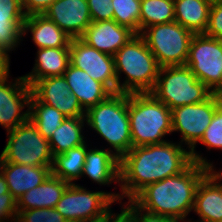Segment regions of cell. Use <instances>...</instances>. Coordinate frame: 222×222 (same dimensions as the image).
<instances>
[{
    "mask_svg": "<svg viewBox=\"0 0 222 222\" xmlns=\"http://www.w3.org/2000/svg\"><path fill=\"white\" fill-rule=\"evenodd\" d=\"M199 142L206 145L209 150L222 149V103L216 108L211 123Z\"/></svg>",
    "mask_w": 222,
    "mask_h": 222,
    "instance_id": "cell-31",
    "label": "cell"
},
{
    "mask_svg": "<svg viewBox=\"0 0 222 222\" xmlns=\"http://www.w3.org/2000/svg\"><path fill=\"white\" fill-rule=\"evenodd\" d=\"M127 203L125 207L134 215L135 222H180L173 218L164 217L147 211L145 212V210L138 207L132 200H128Z\"/></svg>",
    "mask_w": 222,
    "mask_h": 222,
    "instance_id": "cell-36",
    "label": "cell"
},
{
    "mask_svg": "<svg viewBox=\"0 0 222 222\" xmlns=\"http://www.w3.org/2000/svg\"><path fill=\"white\" fill-rule=\"evenodd\" d=\"M8 141L4 147L0 162H9L30 166H52L54 156L48 139L39 133L29 119L7 132Z\"/></svg>",
    "mask_w": 222,
    "mask_h": 222,
    "instance_id": "cell-8",
    "label": "cell"
},
{
    "mask_svg": "<svg viewBox=\"0 0 222 222\" xmlns=\"http://www.w3.org/2000/svg\"><path fill=\"white\" fill-rule=\"evenodd\" d=\"M86 143L54 156L51 172L54 176L73 184L82 177L83 166L87 154Z\"/></svg>",
    "mask_w": 222,
    "mask_h": 222,
    "instance_id": "cell-26",
    "label": "cell"
},
{
    "mask_svg": "<svg viewBox=\"0 0 222 222\" xmlns=\"http://www.w3.org/2000/svg\"><path fill=\"white\" fill-rule=\"evenodd\" d=\"M150 93L170 110L204 102L213 94L186 65L160 67L155 86Z\"/></svg>",
    "mask_w": 222,
    "mask_h": 222,
    "instance_id": "cell-6",
    "label": "cell"
},
{
    "mask_svg": "<svg viewBox=\"0 0 222 222\" xmlns=\"http://www.w3.org/2000/svg\"><path fill=\"white\" fill-rule=\"evenodd\" d=\"M63 76L66 79L69 89L79 100L81 107L85 111L112 94L103 83L92 79L84 70L71 64Z\"/></svg>",
    "mask_w": 222,
    "mask_h": 222,
    "instance_id": "cell-19",
    "label": "cell"
},
{
    "mask_svg": "<svg viewBox=\"0 0 222 222\" xmlns=\"http://www.w3.org/2000/svg\"><path fill=\"white\" fill-rule=\"evenodd\" d=\"M222 103V96L213 93L204 102L187 104L172 109V132L182 134L181 145L185 142L192 162L212 168L213 164L195 152L196 143L203 137L206 128L210 125L216 108Z\"/></svg>",
    "mask_w": 222,
    "mask_h": 222,
    "instance_id": "cell-7",
    "label": "cell"
},
{
    "mask_svg": "<svg viewBox=\"0 0 222 222\" xmlns=\"http://www.w3.org/2000/svg\"><path fill=\"white\" fill-rule=\"evenodd\" d=\"M141 0H112L113 20L140 34Z\"/></svg>",
    "mask_w": 222,
    "mask_h": 222,
    "instance_id": "cell-29",
    "label": "cell"
},
{
    "mask_svg": "<svg viewBox=\"0 0 222 222\" xmlns=\"http://www.w3.org/2000/svg\"><path fill=\"white\" fill-rule=\"evenodd\" d=\"M21 0H0V20H25Z\"/></svg>",
    "mask_w": 222,
    "mask_h": 222,
    "instance_id": "cell-35",
    "label": "cell"
},
{
    "mask_svg": "<svg viewBox=\"0 0 222 222\" xmlns=\"http://www.w3.org/2000/svg\"><path fill=\"white\" fill-rule=\"evenodd\" d=\"M175 21L174 0H141L140 33L147 27Z\"/></svg>",
    "mask_w": 222,
    "mask_h": 222,
    "instance_id": "cell-28",
    "label": "cell"
},
{
    "mask_svg": "<svg viewBox=\"0 0 222 222\" xmlns=\"http://www.w3.org/2000/svg\"><path fill=\"white\" fill-rule=\"evenodd\" d=\"M27 31H31L32 39L38 49L70 47L72 40L71 36L43 14L26 16L23 23V37Z\"/></svg>",
    "mask_w": 222,
    "mask_h": 222,
    "instance_id": "cell-21",
    "label": "cell"
},
{
    "mask_svg": "<svg viewBox=\"0 0 222 222\" xmlns=\"http://www.w3.org/2000/svg\"><path fill=\"white\" fill-rule=\"evenodd\" d=\"M185 65L213 93L222 92V40L195 34Z\"/></svg>",
    "mask_w": 222,
    "mask_h": 222,
    "instance_id": "cell-11",
    "label": "cell"
},
{
    "mask_svg": "<svg viewBox=\"0 0 222 222\" xmlns=\"http://www.w3.org/2000/svg\"><path fill=\"white\" fill-rule=\"evenodd\" d=\"M120 200V194L87 191L83 186L69 184L55 209L68 222H100L111 211V204Z\"/></svg>",
    "mask_w": 222,
    "mask_h": 222,
    "instance_id": "cell-10",
    "label": "cell"
},
{
    "mask_svg": "<svg viewBox=\"0 0 222 222\" xmlns=\"http://www.w3.org/2000/svg\"><path fill=\"white\" fill-rule=\"evenodd\" d=\"M43 15L71 38H80L92 23L87 0H56Z\"/></svg>",
    "mask_w": 222,
    "mask_h": 222,
    "instance_id": "cell-15",
    "label": "cell"
},
{
    "mask_svg": "<svg viewBox=\"0 0 222 222\" xmlns=\"http://www.w3.org/2000/svg\"><path fill=\"white\" fill-rule=\"evenodd\" d=\"M52 166H30L0 162V171L7 181L9 192L18 200L24 193L40 186L52 173Z\"/></svg>",
    "mask_w": 222,
    "mask_h": 222,
    "instance_id": "cell-18",
    "label": "cell"
},
{
    "mask_svg": "<svg viewBox=\"0 0 222 222\" xmlns=\"http://www.w3.org/2000/svg\"><path fill=\"white\" fill-rule=\"evenodd\" d=\"M112 0H87L92 22L113 20Z\"/></svg>",
    "mask_w": 222,
    "mask_h": 222,
    "instance_id": "cell-34",
    "label": "cell"
},
{
    "mask_svg": "<svg viewBox=\"0 0 222 222\" xmlns=\"http://www.w3.org/2000/svg\"><path fill=\"white\" fill-rule=\"evenodd\" d=\"M113 152L108 148L107 150L88 148L82 176L86 175L101 185H108L113 182L120 184V159Z\"/></svg>",
    "mask_w": 222,
    "mask_h": 222,
    "instance_id": "cell-20",
    "label": "cell"
},
{
    "mask_svg": "<svg viewBox=\"0 0 222 222\" xmlns=\"http://www.w3.org/2000/svg\"><path fill=\"white\" fill-rule=\"evenodd\" d=\"M32 93L42 102L54 107L67 118L85 117V110L71 92L64 76L48 77L38 80Z\"/></svg>",
    "mask_w": 222,
    "mask_h": 222,
    "instance_id": "cell-14",
    "label": "cell"
},
{
    "mask_svg": "<svg viewBox=\"0 0 222 222\" xmlns=\"http://www.w3.org/2000/svg\"><path fill=\"white\" fill-rule=\"evenodd\" d=\"M68 185V182L51 173L40 186L18 198L17 210L55 208Z\"/></svg>",
    "mask_w": 222,
    "mask_h": 222,
    "instance_id": "cell-23",
    "label": "cell"
},
{
    "mask_svg": "<svg viewBox=\"0 0 222 222\" xmlns=\"http://www.w3.org/2000/svg\"><path fill=\"white\" fill-rule=\"evenodd\" d=\"M36 57L32 72L23 76L30 87L43 78L63 76L70 65L69 47L41 48Z\"/></svg>",
    "mask_w": 222,
    "mask_h": 222,
    "instance_id": "cell-22",
    "label": "cell"
},
{
    "mask_svg": "<svg viewBox=\"0 0 222 222\" xmlns=\"http://www.w3.org/2000/svg\"><path fill=\"white\" fill-rule=\"evenodd\" d=\"M110 211L105 216V222H135L134 215L123 205L121 213L116 215Z\"/></svg>",
    "mask_w": 222,
    "mask_h": 222,
    "instance_id": "cell-39",
    "label": "cell"
},
{
    "mask_svg": "<svg viewBox=\"0 0 222 222\" xmlns=\"http://www.w3.org/2000/svg\"><path fill=\"white\" fill-rule=\"evenodd\" d=\"M31 95L32 88L23 76L16 78L14 83L8 82V78L0 80V125L7 132L29 120ZM25 106L28 109L22 112Z\"/></svg>",
    "mask_w": 222,
    "mask_h": 222,
    "instance_id": "cell-13",
    "label": "cell"
},
{
    "mask_svg": "<svg viewBox=\"0 0 222 222\" xmlns=\"http://www.w3.org/2000/svg\"><path fill=\"white\" fill-rule=\"evenodd\" d=\"M17 211L16 222H68L55 208Z\"/></svg>",
    "mask_w": 222,
    "mask_h": 222,
    "instance_id": "cell-32",
    "label": "cell"
},
{
    "mask_svg": "<svg viewBox=\"0 0 222 222\" xmlns=\"http://www.w3.org/2000/svg\"><path fill=\"white\" fill-rule=\"evenodd\" d=\"M132 147L165 142L172 133V111L151 93L128 94Z\"/></svg>",
    "mask_w": 222,
    "mask_h": 222,
    "instance_id": "cell-5",
    "label": "cell"
},
{
    "mask_svg": "<svg viewBox=\"0 0 222 222\" xmlns=\"http://www.w3.org/2000/svg\"><path fill=\"white\" fill-rule=\"evenodd\" d=\"M24 20H0V45L15 50L23 35Z\"/></svg>",
    "mask_w": 222,
    "mask_h": 222,
    "instance_id": "cell-30",
    "label": "cell"
},
{
    "mask_svg": "<svg viewBox=\"0 0 222 222\" xmlns=\"http://www.w3.org/2000/svg\"><path fill=\"white\" fill-rule=\"evenodd\" d=\"M221 179L222 171L216 172L212 167L198 184L193 207V211L201 219L197 222H220L222 220Z\"/></svg>",
    "mask_w": 222,
    "mask_h": 222,
    "instance_id": "cell-17",
    "label": "cell"
},
{
    "mask_svg": "<svg viewBox=\"0 0 222 222\" xmlns=\"http://www.w3.org/2000/svg\"><path fill=\"white\" fill-rule=\"evenodd\" d=\"M210 170L192 162L181 173L148 184L131 200L142 210L184 222L193 210L197 186Z\"/></svg>",
    "mask_w": 222,
    "mask_h": 222,
    "instance_id": "cell-2",
    "label": "cell"
},
{
    "mask_svg": "<svg viewBox=\"0 0 222 222\" xmlns=\"http://www.w3.org/2000/svg\"><path fill=\"white\" fill-rule=\"evenodd\" d=\"M85 123L104 138L121 159L131 148L128 93L115 92L85 112Z\"/></svg>",
    "mask_w": 222,
    "mask_h": 222,
    "instance_id": "cell-4",
    "label": "cell"
},
{
    "mask_svg": "<svg viewBox=\"0 0 222 222\" xmlns=\"http://www.w3.org/2000/svg\"><path fill=\"white\" fill-rule=\"evenodd\" d=\"M17 212V200L10 192L4 193V197H0V222L9 221V218L16 222Z\"/></svg>",
    "mask_w": 222,
    "mask_h": 222,
    "instance_id": "cell-37",
    "label": "cell"
},
{
    "mask_svg": "<svg viewBox=\"0 0 222 222\" xmlns=\"http://www.w3.org/2000/svg\"><path fill=\"white\" fill-rule=\"evenodd\" d=\"M9 50L0 45V80L9 78V67H10V58Z\"/></svg>",
    "mask_w": 222,
    "mask_h": 222,
    "instance_id": "cell-40",
    "label": "cell"
},
{
    "mask_svg": "<svg viewBox=\"0 0 222 222\" xmlns=\"http://www.w3.org/2000/svg\"><path fill=\"white\" fill-rule=\"evenodd\" d=\"M29 112V119L37 127L39 133L48 140L67 118L54 107L42 103L33 93L30 98Z\"/></svg>",
    "mask_w": 222,
    "mask_h": 222,
    "instance_id": "cell-27",
    "label": "cell"
},
{
    "mask_svg": "<svg viewBox=\"0 0 222 222\" xmlns=\"http://www.w3.org/2000/svg\"><path fill=\"white\" fill-rule=\"evenodd\" d=\"M56 0H21V6L26 16L43 14Z\"/></svg>",
    "mask_w": 222,
    "mask_h": 222,
    "instance_id": "cell-38",
    "label": "cell"
},
{
    "mask_svg": "<svg viewBox=\"0 0 222 222\" xmlns=\"http://www.w3.org/2000/svg\"><path fill=\"white\" fill-rule=\"evenodd\" d=\"M70 64L84 70L92 79L103 83L112 93L118 92L114 56L98 51L80 38H72Z\"/></svg>",
    "mask_w": 222,
    "mask_h": 222,
    "instance_id": "cell-12",
    "label": "cell"
},
{
    "mask_svg": "<svg viewBox=\"0 0 222 222\" xmlns=\"http://www.w3.org/2000/svg\"><path fill=\"white\" fill-rule=\"evenodd\" d=\"M140 35L160 67L185 65L195 35L176 21L145 28Z\"/></svg>",
    "mask_w": 222,
    "mask_h": 222,
    "instance_id": "cell-9",
    "label": "cell"
},
{
    "mask_svg": "<svg viewBox=\"0 0 222 222\" xmlns=\"http://www.w3.org/2000/svg\"><path fill=\"white\" fill-rule=\"evenodd\" d=\"M203 34L207 37L222 40V0L212 1L208 25Z\"/></svg>",
    "mask_w": 222,
    "mask_h": 222,
    "instance_id": "cell-33",
    "label": "cell"
},
{
    "mask_svg": "<svg viewBox=\"0 0 222 222\" xmlns=\"http://www.w3.org/2000/svg\"><path fill=\"white\" fill-rule=\"evenodd\" d=\"M118 92L150 93L158 78L160 66L140 34H135L114 55ZM126 75L120 82V74Z\"/></svg>",
    "mask_w": 222,
    "mask_h": 222,
    "instance_id": "cell-3",
    "label": "cell"
},
{
    "mask_svg": "<svg viewBox=\"0 0 222 222\" xmlns=\"http://www.w3.org/2000/svg\"><path fill=\"white\" fill-rule=\"evenodd\" d=\"M85 117L66 118L49 138L53 156L65 153L67 150L85 144L82 134Z\"/></svg>",
    "mask_w": 222,
    "mask_h": 222,
    "instance_id": "cell-25",
    "label": "cell"
},
{
    "mask_svg": "<svg viewBox=\"0 0 222 222\" xmlns=\"http://www.w3.org/2000/svg\"><path fill=\"white\" fill-rule=\"evenodd\" d=\"M4 193H9L7 181L0 171V197H4Z\"/></svg>",
    "mask_w": 222,
    "mask_h": 222,
    "instance_id": "cell-41",
    "label": "cell"
},
{
    "mask_svg": "<svg viewBox=\"0 0 222 222\" xmlns=\"http://www.w3.org/2000/svg\"><path fill=\"white\" fill-rule=\"evenodd\" d=\"M212 1L174 0L175 21L194 34H203L208 25Z\"/></svg>",
    "mask_w": 222,
    "mask_h": 222,
    "instance_id": "cell-24",
    "label": "cell"
},
{
    "mask_svg": "<svg viewBox=\"0 0 222 222\" xmlns=\"http://www.w3.org/2000/svg\"><path fill=\"white\" fill-rule=\"evenodd\" d=\"M136 33L114 20L92 22L80 37L87 45L114 56Z\"/></svg>",
    "mask_w": 222,
    "mask_h": 222,
    "instance_id": "cell-16",
    "label": "cell"
},
{
    "mask_svg": "<svg viewBox=\"0 0 222 222\" xmlns=\"http://www.w3.org/2000/svg\"><path fill=\"white\" fill-rule=\"evenodd\" d=\"M182 147L180 143L171 141L132 147L120 159V201L125 196L131 200L148 184L184 171L192 159L190 150Z\"/></svg>",
    "mask_w": 222,
    "mask_h": 222,
    "instance_id": "cell-1",
    "label": "cell"
}]
</instances>
